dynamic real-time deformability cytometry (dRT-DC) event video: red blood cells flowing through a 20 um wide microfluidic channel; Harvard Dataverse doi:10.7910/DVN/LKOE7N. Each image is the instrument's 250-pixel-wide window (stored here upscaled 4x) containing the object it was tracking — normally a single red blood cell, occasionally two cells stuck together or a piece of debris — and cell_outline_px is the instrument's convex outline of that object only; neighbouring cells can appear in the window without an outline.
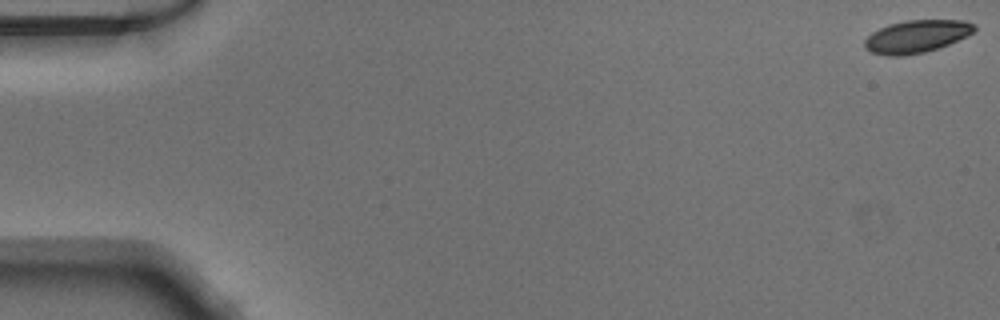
{"species": "Egyptian fruit bat (a non-hibernating species)", "species_latin": "Rousettus aegyptiacus", "temperature_condition": "warm", "stored_images_in_passage": 51, "camera_frame_rate_fps": 3000, "um_per_image_px": 0.085, "animal": {"sex": "male"}, "frame": {"image": 1, "passage_image": 1, "time_ms": 0.0, "image_size_px": [1000, 320], "cell_outline_px": [[976, 28], [972, 32], [948, 44], [924, 52], [904, 56], [888, 56], [872, 52], [864, 48], [864, 40], [872, 32], [888, 24], [908, 20], [964, 20], [976, 24]], "centroid_in_image_um": [77.87, 3.09], "position_along_channel_um": 7.1, "area_um2": 20.69}}
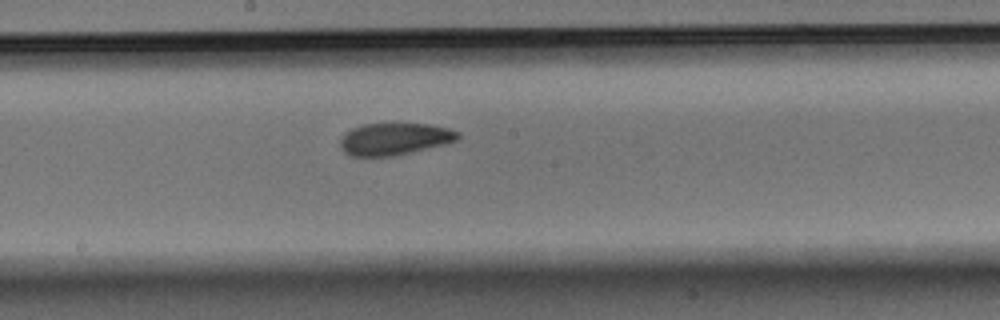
{"frame": {"image": 2, "passage_image": 28, "time_ms": 9.0, "image_size_px": [1000, 320], "cell_outline_px": [[460, 136], [456, 140], [444, 144], [392, 156], [348, 156], [344, 152], [340, 144], [340, 140], [344, 132], [352, 128], [364, 124], [428, 124], [448, 128], [460, 132]], "centroid_in_image_um": [33.5, 11.81], "position_along_channel_um": 214.7, "area_um2": 21.79}}
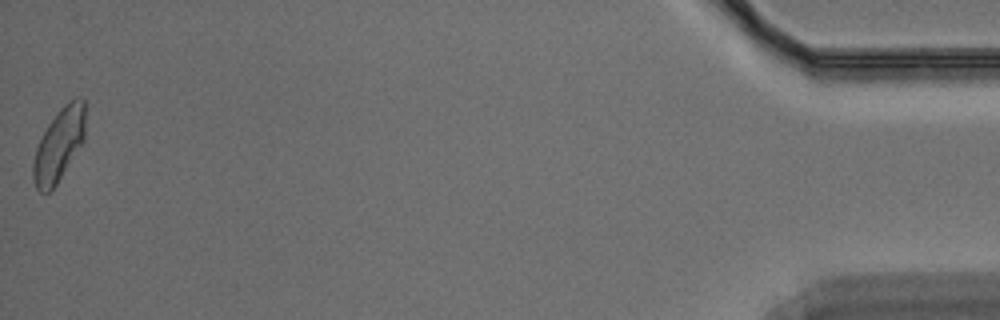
{"frame": {"image": 3, "passage_image": 51, "time_ms": 16.667, "image_size_px": [1000, 320], "cell_outline_px": [[84, 140], [56, 184], [48, 192], [40, 192], [36, 188], [32, 176], [32, 164], [36, 148], [48, 124], [60, 108], [68, 100], [76, 96], [80, 96], [84, 100]], "centroid_in_image_um": [5.0, 12.28], "position_along_channel_um": 430.2, "area_um2": 21.85}}